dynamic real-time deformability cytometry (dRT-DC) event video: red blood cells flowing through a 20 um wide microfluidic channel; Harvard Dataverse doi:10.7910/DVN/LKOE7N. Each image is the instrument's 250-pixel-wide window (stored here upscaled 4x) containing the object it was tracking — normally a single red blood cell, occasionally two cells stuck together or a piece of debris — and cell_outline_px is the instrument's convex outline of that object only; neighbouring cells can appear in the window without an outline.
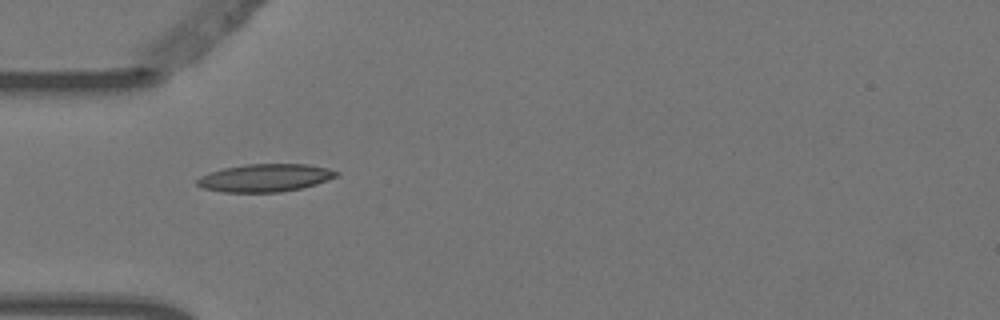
{"species": "Egyptian fruit bat (a non-hibernating species)", "species_latin": "Rousettus aegyptiacus", "temperature_condition": "warm", "stored_images_in_passage": 2, "camera_frame_rate_fps": 3000, "um_per_image_px": 0.085, "animal": {"sex": "female"}, "frame": {"image": 1, "passage_image": 1, "time_ms": 0.0, "image_size_px": [1000, 320], "cell_outline_px": [[340, 172], [336, 176], [328, 180], [316, 184], [300, 188], [280, 192], [224, 192], [204, 188], [196, 184], [196, 180], [200, 176], [224, 168], [244, 164], [308, 164], [328, 168]], "centroid_in_image_um": [22.55, 15.11], "position_along_channel_um": 62.5, "area_um2": 22.43}}
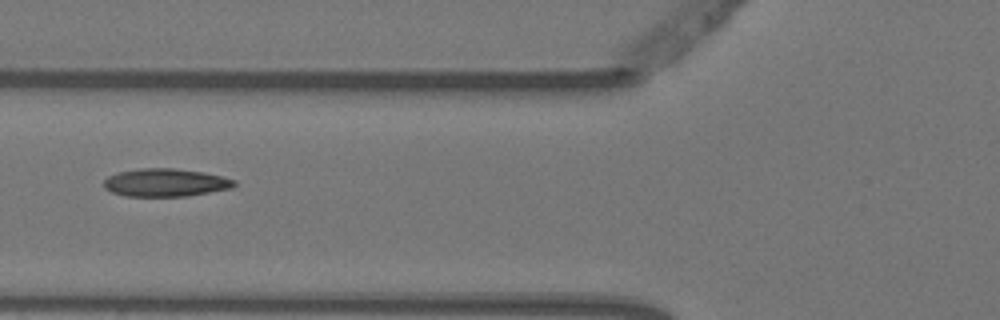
{"frame": {"image": 2, "passage_image": 2, "time_ms": 0.333, "image_size_px": [1000, 320], "cell_outline_px": [[236, 184], [232, 188], [188, 196], [124, 196], [112, 192], [104, 188], [104, 180], [108, 176], [116, 172], [140, 168], [172, 168], [204, 172], [236, 180]], "centroid_in_image_um": [14.05, 15.52], "position_along_channel_um": 111.8, "area_um2": 21.33}}